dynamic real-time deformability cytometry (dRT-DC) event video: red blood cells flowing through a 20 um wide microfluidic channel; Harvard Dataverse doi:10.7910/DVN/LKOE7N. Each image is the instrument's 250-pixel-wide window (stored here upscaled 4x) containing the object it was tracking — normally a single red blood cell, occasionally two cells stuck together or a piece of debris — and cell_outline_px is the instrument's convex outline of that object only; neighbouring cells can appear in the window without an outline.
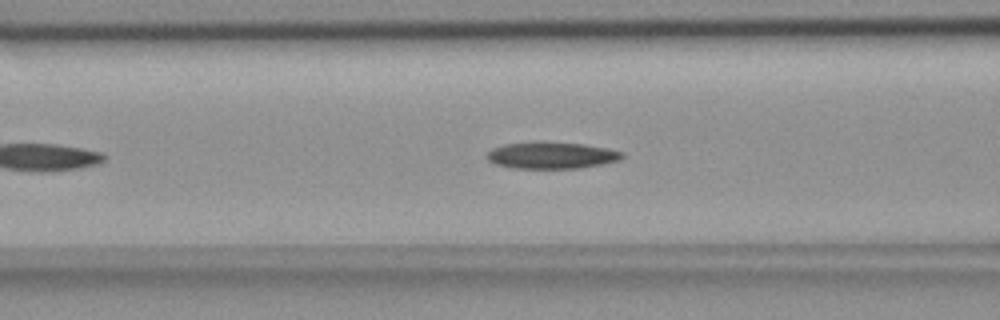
{"species": "common noctule bat (a hibernating species)", "species_latin": "Nyctalus noctula", "temperature_condition": "room temperature", "stored_images_in_passage": 35, "camera_frame_rate_fps": 3000, "um_per_image_px": 0.085, "animal": {"sex": "female", "body_mass_g": 18.4}, "frame": {"image": 1, "passage_image": 9, "time_ms": 2.667, "image_size_px": [1000, 320], "cell_outline_px": [[624, 156], [620, 160], [604, 164], [580, 168], [512, 168], [496, 164], [488, 160], [484, 156], [492, 148], [504, 144], [536, 140], [540, 140], [584, 144], [608, 148], [624, 152]], "centroid_in_image_um": [46.87, 13.18], "position_along_channel_um": 119.7, "area_um2": 21.62}}
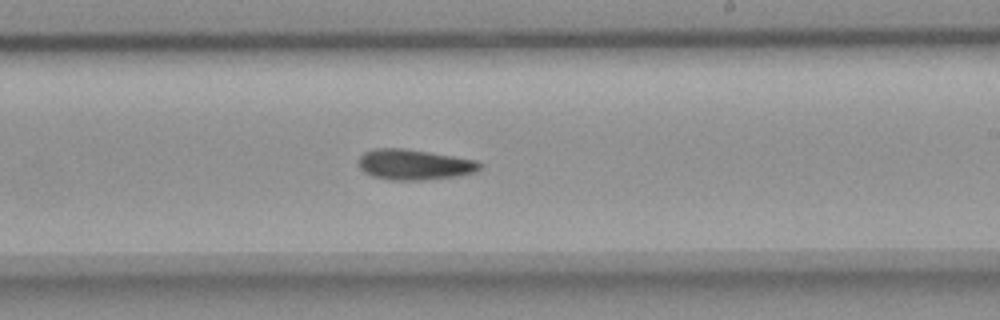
{"frame": {"image": 2, "passage_image": 20, "time_ms": 6.333, "image_size_px": [1000, 320], "cell_outline_px": [[484, 168], [476, 172], [456, 176], [424, 180], [392, 180], [372, 176], [364, 172], [360, 168], [360, 156], [364, 152], [376, 148], [404, 148], [476, 160], [484, 164]], "centroid_in_image_um": [35.26, 13.99], "position_along_channel_um": 253.7, "area_um2": 21.56}}
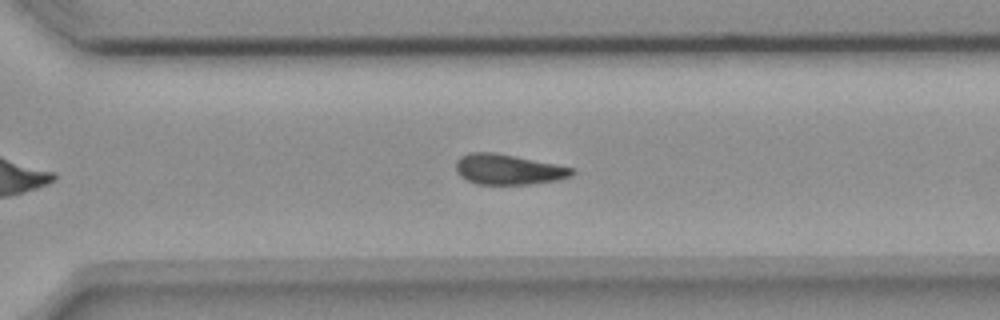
{"frame": {"image": 3, "passage_image": 26, "time_ms": 8.333, "image_size_px": [1000, 320], "cell_outline_px": [[576, 172], [572, 176], [556, 180], [528, 184], [476, 184], [460, 176], [456, 168], [456, 160], [460, 156], [468, 152], [492, 152], [556, 164], [572, 168]], "centroid_in_image_um": [43.18, 14.4], "position_along_channel_um": 327.4, "area_um2": 20.35}}